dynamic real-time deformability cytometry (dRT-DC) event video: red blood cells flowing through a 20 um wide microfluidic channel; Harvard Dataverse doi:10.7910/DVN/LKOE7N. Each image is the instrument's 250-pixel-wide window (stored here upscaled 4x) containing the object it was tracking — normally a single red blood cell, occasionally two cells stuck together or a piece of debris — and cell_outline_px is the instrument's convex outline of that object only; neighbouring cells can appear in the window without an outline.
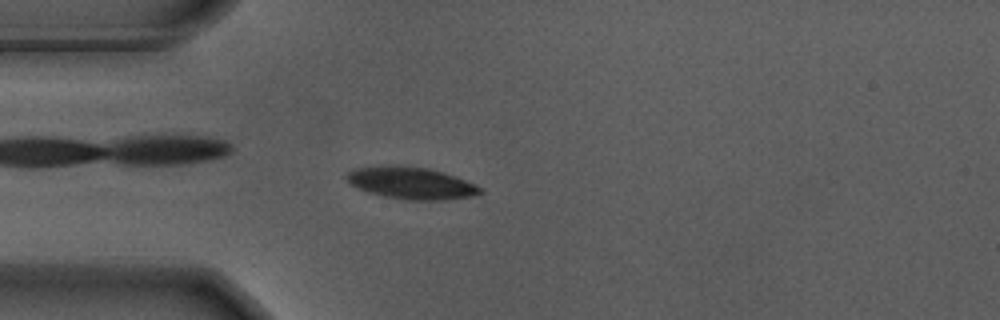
{"species": "Egyptian fruit bat (a non-hibernating species)", "species_latin": "Rousettus aegyptiacus", "temperature_condition": "warm", "stored_images_in_passage": 55, "camera_frame_rate_fps": 3000, "um_per_image_px": 0.085, "animal": {"sex": "male"}, "frame": {"image": 1, "passage_image": 14, "time_ms": 4.333, "image_size_px": [1000, 320], "cell_outline_px": [[484, 192], [472, 196], [444, 200], [408, 200], [384, 196], [368, 192], [356, 188], [344, 176], [352, 168], [392, 164], [428, 168], [444, 172], [456, 176], [484, 188]], "centroid_in_image_um": [34.95, 15.55], "position_along_channel_um": 50.1, "area_um2": 25.26}}
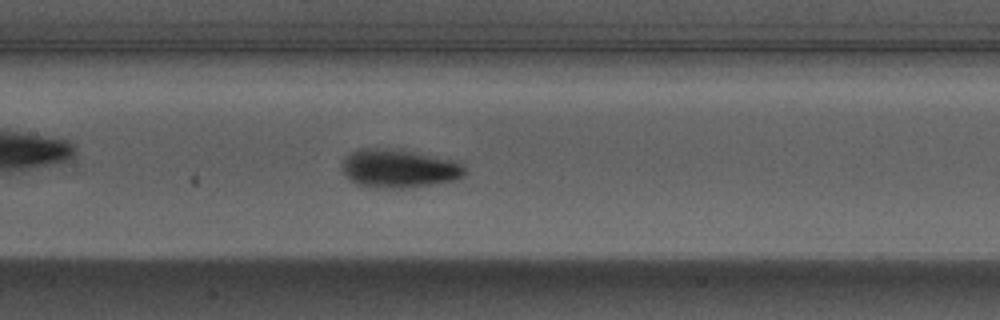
{"frame": {"image": 2, "passage_image": 25, "time_ms": 8.0, "image_size_px": [1000, 320], "cell_outline_px": [[468, 172], [464, 176], [456, 180], [404, 188], [376, 188], [356, 184], [340, 168], [340, 164], [344, 156], [360, 148], [396, 148], [464, 160]], "centroid_in_image_um": [34.0, 14.29], "position_along_channel_um": 173.4, "area_um2": 28.55}}
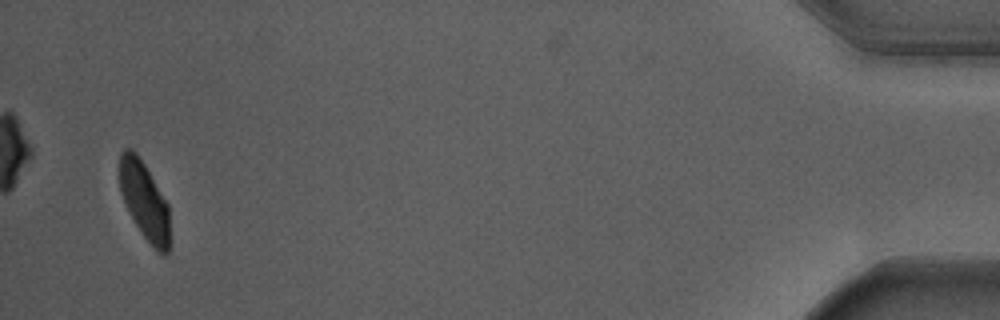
{"frame": {"image": 3, "passage_image": 53, "time_ms": 17.333, "image_size_px": [1000, 320], "cell_outline_px": [[168, 256], [164, 256], [140, 232], [128, 212], [120, 192], [120, 152], [124, 148], [132, 148], [136, 152], [144, 164], [168, 204]], "centroid_in_image_um": [12.24, 17.02], "position_along_channel_um": 423.0, "area_um2": 22.37}, "authors_computed_cell_mechanics": {"area_um2": 24.276, "velocity_mm_per_s": 3.6408, "shape_relaxation_time_tau1_ms": 2.2694, "shape_relaxation_time_tau2_ms": null, "deformation_change_tau1": 0.151, "deformation_change_tau2": null}}